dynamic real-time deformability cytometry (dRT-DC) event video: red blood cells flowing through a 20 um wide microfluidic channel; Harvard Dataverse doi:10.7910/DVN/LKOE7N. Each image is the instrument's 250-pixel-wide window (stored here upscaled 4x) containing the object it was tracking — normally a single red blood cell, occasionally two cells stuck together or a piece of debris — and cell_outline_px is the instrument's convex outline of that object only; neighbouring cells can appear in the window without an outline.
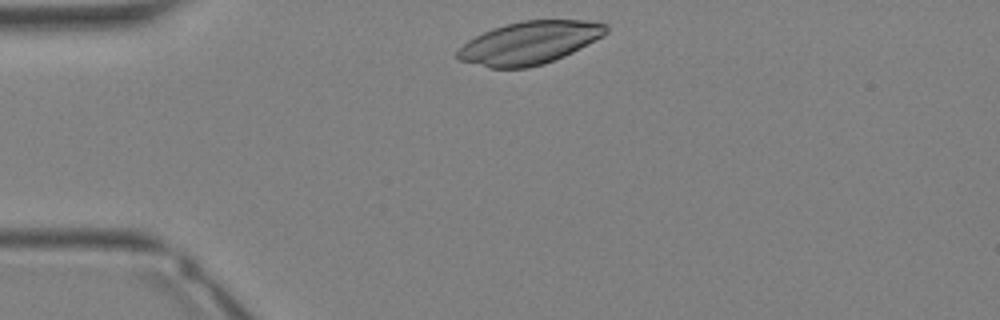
{"species": "Egyptian fruit bat (a non-hibernating species)", "species_latin": "Rousettus aegyptiacus", "temperature_condition": "warm", "stored_images_in_passage": 27, "camera_frame_rate_fps": 3000, "um_per_image_px": 0.085, "animal": {"sex": "female"}, "frame": {"image": 1, "passage_image": 1, "time_ms": 0.0, "image_size_px": [1000, 320], "cell_outline_px": [[608, 32], [580, 48], [564, 56], [544, 64], [528, 68], [488, 68], [460, 60], [456, 56], [456, 52], [468, 40], [492, 28], [504, 24], [524, 20], [588, 20], [608, 24]], "centroid_in_image_um": [45.0, 3.63], "position_along_channel_um": 40.0, "area_um2": 36.93}}
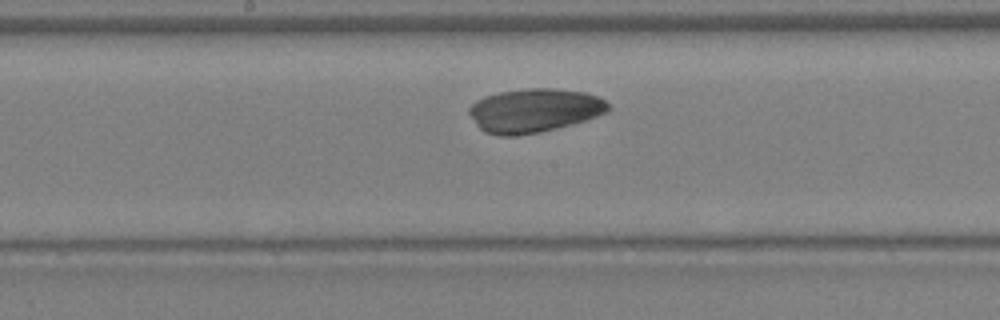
{"frame": {"image": 2, "passage_image": 11, "time_ms": 3.333, "image_size_px": [1000, 320], "cell_outline_px": [[612, 108], [608, 112], [584, 120], [556, 128], [540, 132], [516, 136], [500, 136], [484, 132], [476, 124], [468, 112], [468, 108], [476, 100], [484, 96], [500, 92], [528, 88], [552, 88], [584, 92], [596, 96], [612, 104]], "centroid_in_image_um": [45.41, 9.39], "position_along_channel_um": 202.8, "area_um2": 35.55}}
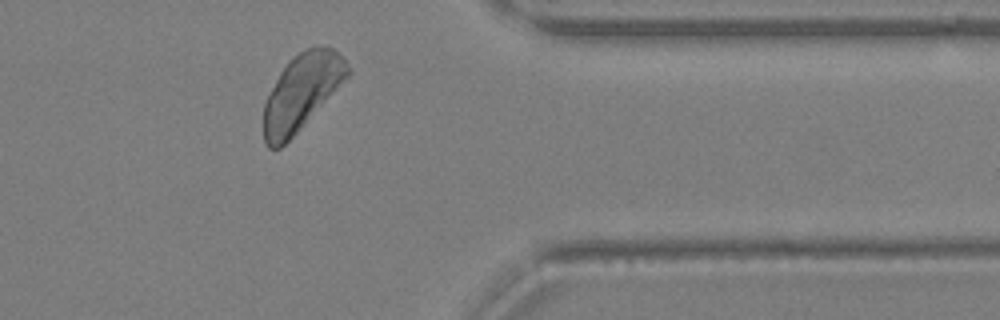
{"frame": {"image": 3, "passage_image": 21, "time_ms": 6.667, "image_size_px": [1000, 320], "cell_outline_px": [[352, 72], [300, 128], [280, 148], [268, 148], [264, 144], [264, 104], [280, 72], [288, 60], [304, 48], [320, 44], [332, 48], [352, 68]], "centroid_in_image_um": [25.64, 7.78], "position_along_channel_um": 385.8, "area_um2": 36.65}}